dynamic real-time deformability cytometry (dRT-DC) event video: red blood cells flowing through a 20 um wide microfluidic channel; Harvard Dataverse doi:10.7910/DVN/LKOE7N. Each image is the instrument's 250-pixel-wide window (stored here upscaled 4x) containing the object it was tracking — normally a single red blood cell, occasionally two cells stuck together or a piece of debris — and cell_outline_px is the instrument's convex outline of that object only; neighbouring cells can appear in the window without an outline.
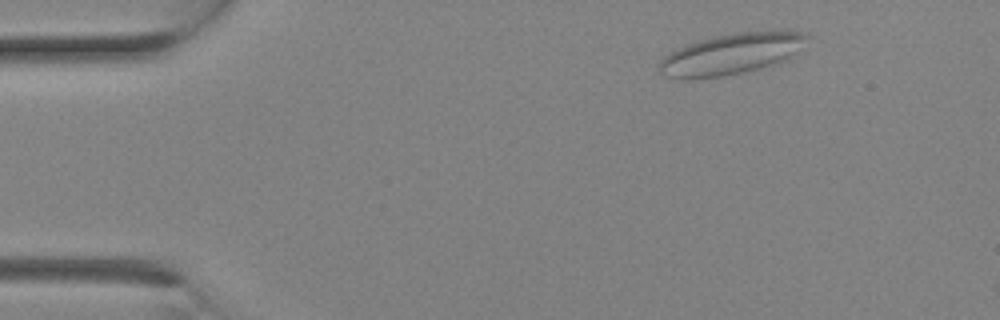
{"species": "Egyptian fruit bat (a non-hibernating species)", "species_latin": "Rousettus aegyptiacus", "temperature_condition": "room temperature", "stored_images_in_passage": 5, "camera_frame_rate_fps": 3000, "um_per_image_px": 0.085, "animal": {"sex": "female"}, "frame": {"image": 1, "passage_image": 1, "time_ms": 0.0, "image_size_px": [1000, 320], "cell_outline_px": [[812, 36], [788, 60], [764, 68], [724, 76], [692, 80], [676, 80], [664, 76], [660, 72], [660, 60], [664, 56], [676, 48], [684, 44], [716, 36], [736, 32], [804, 32]], "centroid_in_image_um": [62.12, 4.63], "position_along_channel_um": 22.9, "area_um2": 35.72}}